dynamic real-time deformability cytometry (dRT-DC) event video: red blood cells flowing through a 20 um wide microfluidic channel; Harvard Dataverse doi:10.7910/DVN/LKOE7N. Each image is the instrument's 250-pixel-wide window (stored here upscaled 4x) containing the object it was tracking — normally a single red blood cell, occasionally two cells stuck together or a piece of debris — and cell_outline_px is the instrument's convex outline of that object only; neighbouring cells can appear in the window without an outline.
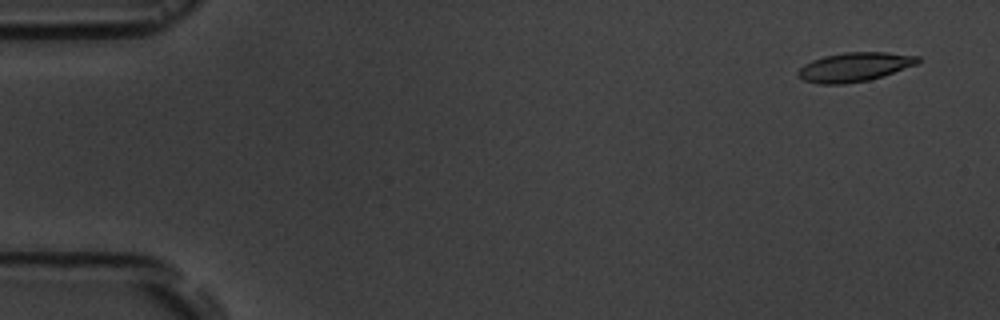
{"species": "common noctule bat (a hibernating species)", "species_latin": "Nyctalus noctula", "temperature_condition": "room temperature", "stored_images_in_passage": 6, "segment_of_instrument_passage": [1, 2], "camera_frame_rate_fps": 3000, "um_per_image_px": 0.085, "animal": {"sex": "male", "body_mass_g": 19.5, "forearm_length_mm": 54.6}, "frame": {"image": 1, "passage_image": 1, "time_ms": 0.0, "image_size_px": [1000, 320], "cell_outline_px": [[920, 60], [916, 64], [868, 80], [844, 84], [820, 84], [804, 80], [796, 76], [796, 72], [804, 64], [812, 60], [824, 56], [844, 52], [888, 52], [920, 56]], "centroid_in_image_um": [72.58, 5.68], "position_along_channel_um": 12.4, "area_um2": 20.17}}
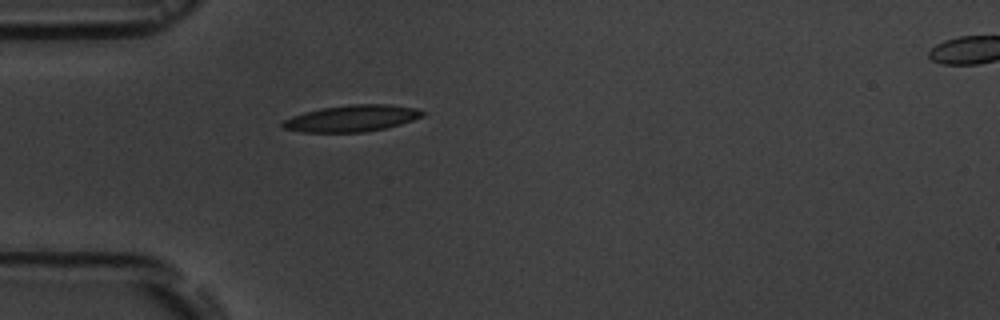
{"frame": {"image": 2, "passage_image": 5, "time_ms": 4.333, "image_size_px": [1000, 320], "cell_outline_px": [[424, 116], [400, 124], [384, 128], [364, 132], [304, 132], [280, 128], [280, 124], [284, 120], [292, 116], [304, 112], [320, 108], [352, 104], [388, 104], [416, 108], [424, 112]], "centroid_in_image_um": [29.87, 10.06], "position_along_channel_um": 55.1, "area_um2": 21.62}}